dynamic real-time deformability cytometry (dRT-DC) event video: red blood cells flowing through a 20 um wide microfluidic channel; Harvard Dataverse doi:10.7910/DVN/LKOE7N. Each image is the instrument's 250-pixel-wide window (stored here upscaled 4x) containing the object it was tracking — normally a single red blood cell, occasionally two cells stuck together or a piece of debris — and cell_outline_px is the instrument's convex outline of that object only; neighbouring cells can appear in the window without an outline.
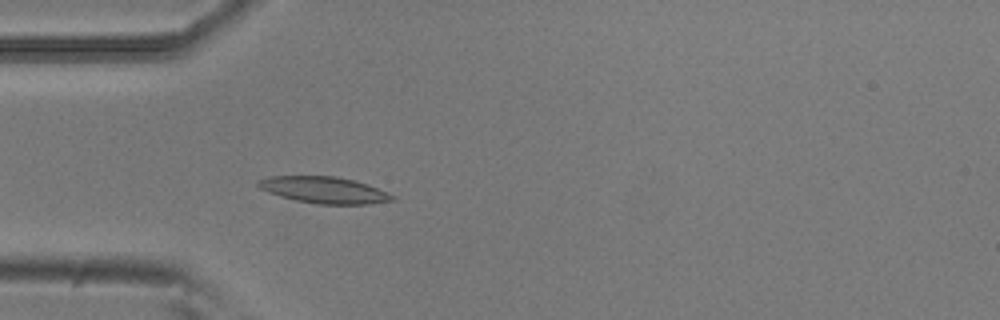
{"species": "common noctule bat (a hibernating species)", "species_latin": "Nyctalus noctula", "temperature_condition": "room temperature", "stored_images_in_passage": 53, "camera_frame_rate_fps": 3000, "um_per_image_px": 0.085, "animal": {"sex": "male", "body_mass_g": 20.5, "forearm_length_mm": 52.5}, "frame": {"image": 1, "passage_image": 15, "time_ms": 4.667, "image_size_px": [1000, 320], "cell_outline_px": [[396, 200], [368, 204], [316, 204], [296, 200], [280, 196], [268, 192], [260, 188], [256, 184], [256, 180], [268, 176], [336, 176], [356, 180], [368, 184], [388, 192], [396, 196]], "centroid_in_image_um": [27.57, 16.14], "position_along_channel_um": 57.4, "area_um2": 20.98}}
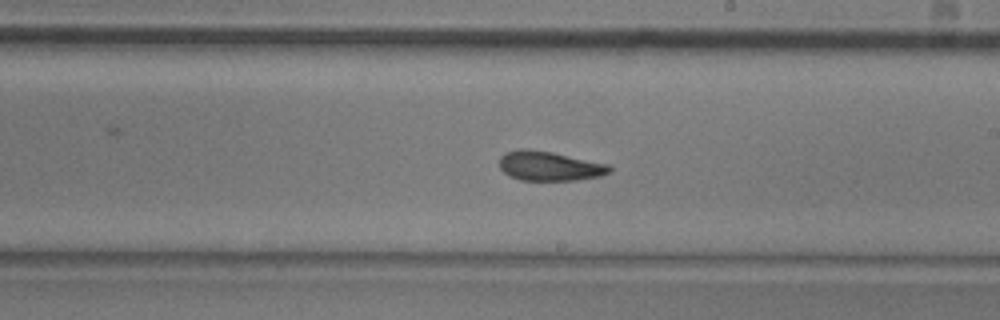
{"frame": {"image": 2, "passage_image": 30, "time_ms": 9.667, "image_size_px": [1000, 320], "cell_outline_px": [[612, 172], [600, 176], [576, 180], [520, 180], [508, 176], [500, 168], [500, 156], [504, 152], [520, 148], [528, 148], [552, 152], [612, 164]], "centroid_in_image_um": [46.73, 14.1], "position_along_channel_um": 242.3, "area_um2": 19.31}}
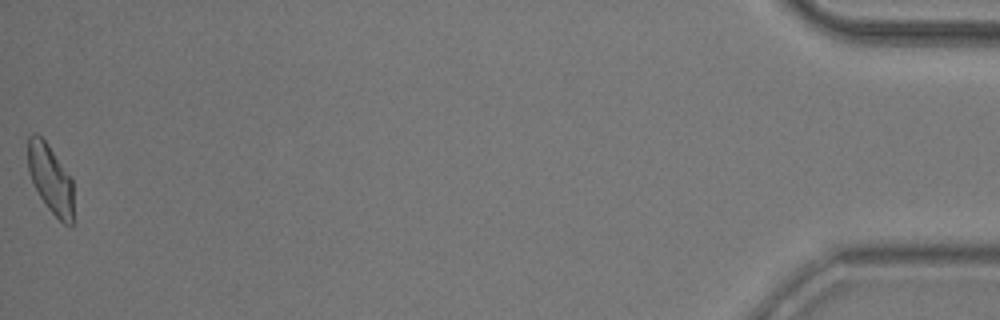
{"frame": {"image": 3, "passage_image": 53, "time_ms": 17.333, "image_size_px": [1000, 320], "cell_outline_px": [[72, 228], [64, 224], [48, 208], [40, 196], [28, 172], [28, 136], [32, 132], [36, 132], [48, 144], [72, 176]], "centroid_in_image_um": [4.29, 15.17], "position_along_channel_um": 430.9, "area_um2": 18.26}, "authors_computed_cell_mechanics": {"area_um2": 19.3052, "velocity_mm_per_s": 3.7494, "shape_relaxation_time_tau1_ms": 4.7701, "shape_relaxation_time_tau2_ms": 3.0832, "deformation_change_tau1": 0.1505, "deformation_change_tau2": 0.0987}}